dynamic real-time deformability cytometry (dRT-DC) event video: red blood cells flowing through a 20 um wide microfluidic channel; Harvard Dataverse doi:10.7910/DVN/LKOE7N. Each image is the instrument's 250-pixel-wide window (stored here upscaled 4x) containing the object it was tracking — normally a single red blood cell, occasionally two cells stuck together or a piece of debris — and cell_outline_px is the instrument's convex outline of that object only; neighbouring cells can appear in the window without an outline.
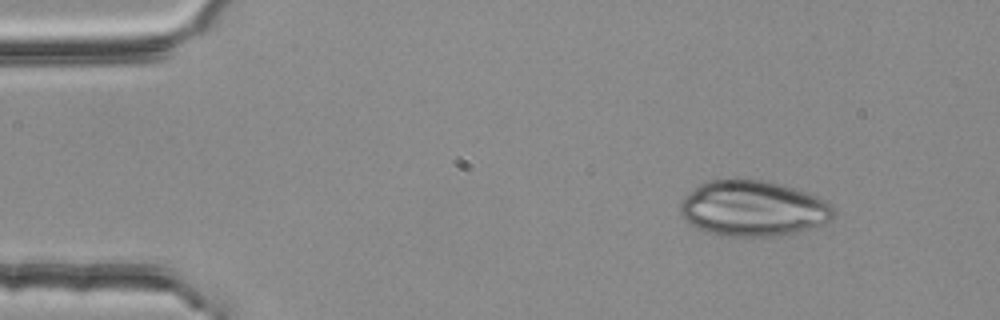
{"species": "common noctule bat (a hibernating species)", "species_latin": "Nyctalus noctula", "temperature_condition": "room temperature", "stored_images_in_passage": 2, "camera_frame_rate_fps": 3000, "um_per_image_px": 0.085, "animal": {"sex": "female", "body_mass_g": 25.1}, "frame": {"image": 1, "passage_image": 1, "time_ms": 0.0, "image_size_px": [1000, 320], "cell_outline_px": [[836, 216], [832, 220], [824, 224], [796, 232], [772, 236], [732, 236], [708, 232], [688, 224], [684, 220], [680, 212], [680, 204], [700, 184], [712, 180], [732, 176], [736, 176], [764, 180], [796, 188], [816, 196], [824, 200], [836, 208]], "centroid_in_image_um": [64.05, 17.69], "position_along_channel_um": 21.0, "area_um2": 50.17}}